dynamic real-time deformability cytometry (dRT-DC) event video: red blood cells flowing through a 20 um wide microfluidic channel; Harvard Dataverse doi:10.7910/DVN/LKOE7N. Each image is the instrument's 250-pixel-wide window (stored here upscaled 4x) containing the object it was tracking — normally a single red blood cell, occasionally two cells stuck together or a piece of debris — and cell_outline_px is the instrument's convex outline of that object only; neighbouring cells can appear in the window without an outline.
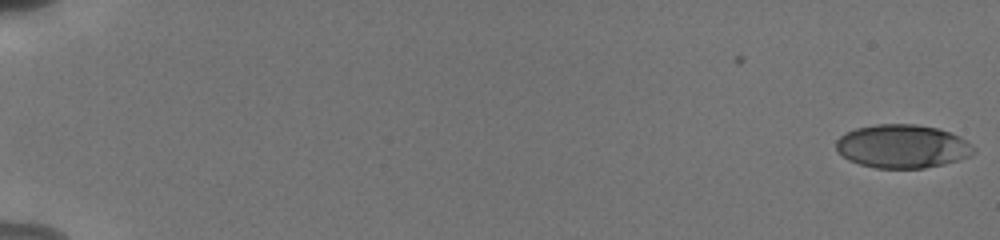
{"species": "human", "species_latin": "Homo sapiens", "temperature_condition": "cold", "stored_images_in_passage": 56, "camera_frame_rate_fps": 3000, "um_per_image_px": 0.085, "donor": {"sex": "male"}, "frame": {"image": 1, "passage_image": 1, "time_ms": 0.0, "image_size_px": [1000, 240], "cell_outline_px": [[976, 152], [972, 156], [944, 164], [924, 168], [876, 168], [860, 164], [848, 160], [836, 152], [836, 140], [844, 132], [856, 128], [876, 124], [916, 124], [936, 128], [960, 136], [968, 140], [976, 148]], "centroid_in_image_um": [76.71, 12.44], "position_along_channel_um": 8.3, "area_um2": 35.26}}
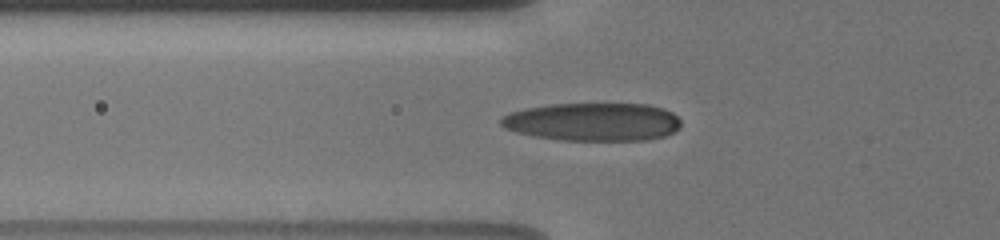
{"frame": {"image": 2, "passage_image": 22, "time_ms": 7.0, "image_size_px": [1000, 240], "cell_outline_px": [[680, 128], [676, 132], [664, 136], [648, 140], [560, 140], [536, 136], [516, 132], [504, 128], [500, 124], [500, 120], [508, 112], [524, 108], [548, 104], [648, 104], [664, 108], [672, 112], [680, 120]], "centroid_in_image_um": [50.41, 10.35], "position_along_channel_um": 75.4, "area_um2": 40.29}}
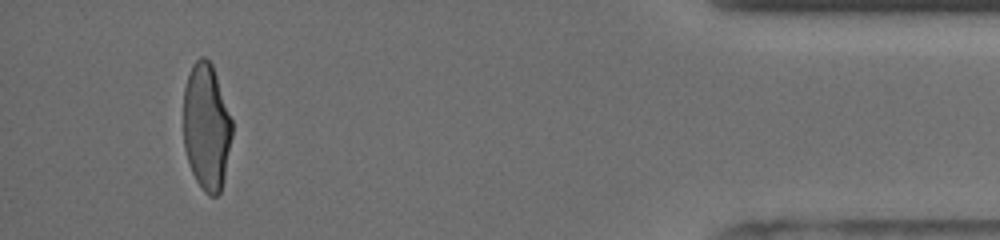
{"frame": {"image": 3, "passage_image": 53, "time_ms": 17.333, "image_size_px": [1000, 240], "cell_outline_px": [[232, 136], [224, 176], [220, 192], [216, 196], [208, 196], [204, 192], [196, 180], [188, 164], [184, 148], [184, 88], [192, 64], [200, 56], [204, 56], [212, 64], [232, 120]], "centroid_in_image_um": [17.54, 10.79], "position_along_channel_um": 417.7, "area_um2": 35.84}, "authors_computed_cell_mechanics": {"area_um2": 37.4833, "velocity_mm_per_s": 3.8318, "shape_relaxation_time_tau1_ms": 4.0329, "shape_relaxation_time_tau2_ms": 1.1035, "deformation_change_tau1": 0.1878, "deformation_change_tau2": 0.0693}}